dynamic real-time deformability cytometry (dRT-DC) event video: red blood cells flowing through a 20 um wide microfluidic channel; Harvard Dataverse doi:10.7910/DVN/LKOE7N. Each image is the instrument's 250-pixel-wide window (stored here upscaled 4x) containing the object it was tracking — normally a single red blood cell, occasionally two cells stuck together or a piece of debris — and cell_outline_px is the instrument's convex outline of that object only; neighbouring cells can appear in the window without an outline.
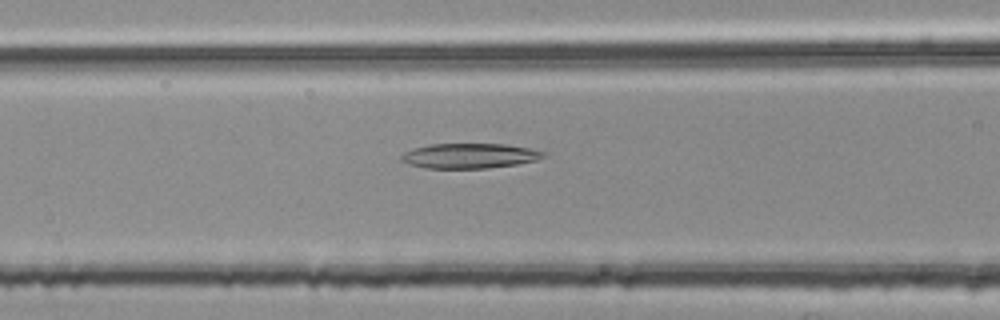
{"species": "common noctule bat (a hibernating species)", "species_latin": "Nyctalus noctula", "temperature_condition": "room temperature", "stored_images_in_passage": 31, "camera_frame_rate_fps": 3000, "um_per_image_px": 0.085, "animal": {"sex": "female", "body_mass_g": 25.1}, "frame": {"image": 1, "passage_image": 8, "time_ms": 2.333, "image_size_px": [1000, 320], "cell_outline_px": [[544, 156], [536, 160], [516, 164], [488, 168], [424, 168], [408, 164], [400, 160], [400, 156], [404, 152], [412, 148], [432, 144], [504, 144], [528, 148], [544, 152]], "centroid_in_image_um": [39.84, 13.25], "position_along_channel_um": 126.8, "area_um2": 20.58}}
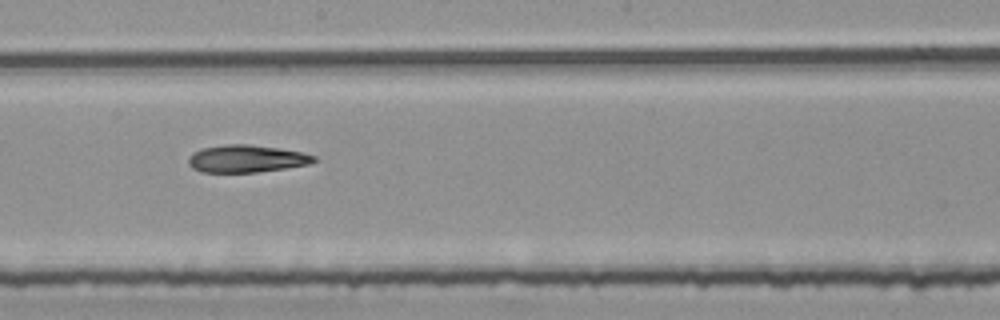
{"frame": {"image": 2, "passage_image": 16, "time_ms": 5.0, "image_size_px": [1000, 320], "cell_outline_px": [[316, 160], [308, 164], [284, 168], [256, 172], [200, 172], [192, 168], [188, 164], [188, 156], [192, 152], [204, 148], [224, 144], [248, 144], [304, 152], [316, 156]], "centroid_in_image_um": [20.91, 13.49], "position_along_channel_um": 227.3, "area_um2": 20.0}}
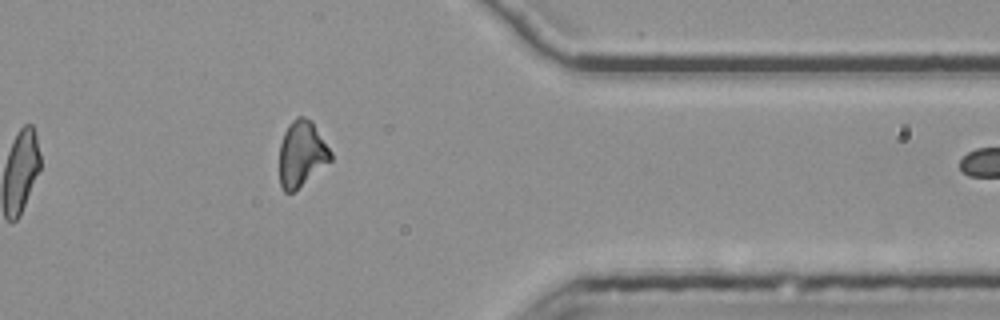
{"frame": {"image": 3, "passage_image": 30, "time_ms": 9.667, "image_size_px": [1000, 320], "cell_outline_px": [[332, 160], [292, 192], [284, 192], [280, 184], [280, 144], [284, 132], [288, 124], [296, 116], [304, 116], [312, 120], [332, 152]], "centroid_in_image_um": [25.65, 13.02], "position_along_channel_um": 385.8, "area_um2": 19.59}}